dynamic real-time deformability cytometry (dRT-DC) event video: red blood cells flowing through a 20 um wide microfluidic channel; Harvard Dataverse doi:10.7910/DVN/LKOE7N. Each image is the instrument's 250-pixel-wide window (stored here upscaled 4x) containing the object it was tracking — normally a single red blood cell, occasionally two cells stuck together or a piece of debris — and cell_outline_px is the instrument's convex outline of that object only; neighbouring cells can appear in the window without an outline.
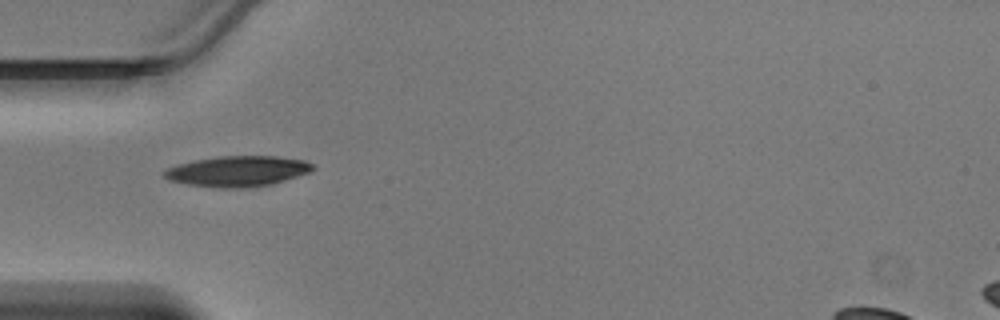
{"species": "Egyptian fruit bat (a non-hibernating species)", "species_latin": "Rousettus aegyptiacus", "temperature_condition": "warm", "stored_images_in_passage": 27, "camera_frame_rate_fps": 3000, "um_per_image_px": 0.085, "animal": {"sex": "male"}, "frame": {"image": 1, "passage_image": 1, "time_ms": 0.0, "image_size_px": [1000, 320], "cell_outline_px": [[316, 168], [312, 172], [272, 184], [244, 188], [220, 188], [188, 184], [168, 180], [160, 176], [160, 172], [168, 168], [192, 160], [220, 156], [276, 156], [304, 160], [312, 164]], "centroid_in_image_um": [20.18, 14.55], "position_along_channel_um": 64.8, "area_um2": 26.7}}
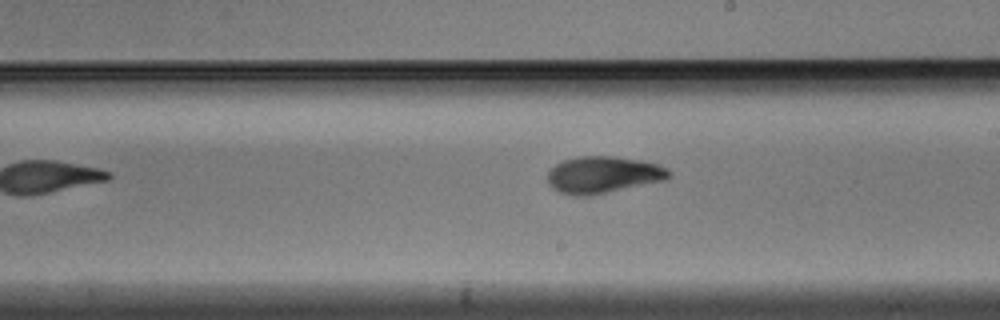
{"frame": {"image": 2, "passage_image": 13, "time_ms": 4.0, "image_size_px": [1000, 320], "cell_outline_px": [[672, 176], [668, 180], [584, 196], [572, 196], [560, 192], [552, 188], [548, 184], [548, 172], [556, 164], [564, 160], [580, 156], [616, 156], [644, 160], [660, 164], [668, 168], [672, 172]], "centroid_in_image_um": [51.33, 14.84], "position_along_channel_um": 237.7, "area_um2": 26.3}}
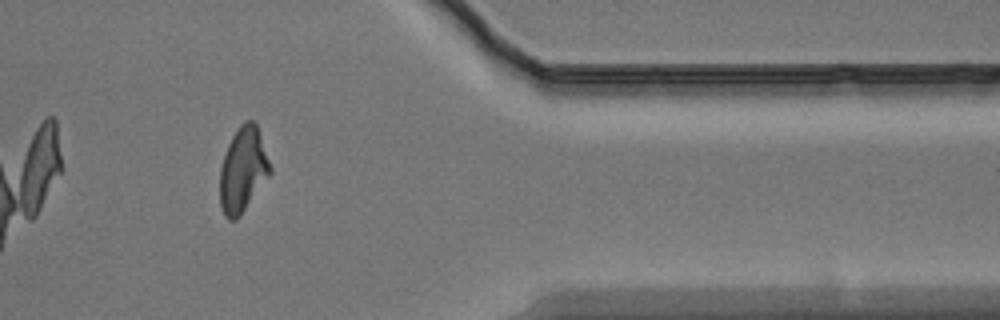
{"frame": {"image": 3, "passage_image": 25, "time_ms": 8.0, "image_size_px": [1000, 320], "cell_outline_px": [[272, 172], [240, 216], [236, 220], [228, 220], [224, 216], [220, 204], [220, 168], [228, 144], [232, 136], [240, 124], [244, 120], [252, 120], [256, 124], [272, 168]], "centroid_in_image_um": [20.64, 14.45], "position_along_channel_um": 390.8, "area_um2": 24.8}}